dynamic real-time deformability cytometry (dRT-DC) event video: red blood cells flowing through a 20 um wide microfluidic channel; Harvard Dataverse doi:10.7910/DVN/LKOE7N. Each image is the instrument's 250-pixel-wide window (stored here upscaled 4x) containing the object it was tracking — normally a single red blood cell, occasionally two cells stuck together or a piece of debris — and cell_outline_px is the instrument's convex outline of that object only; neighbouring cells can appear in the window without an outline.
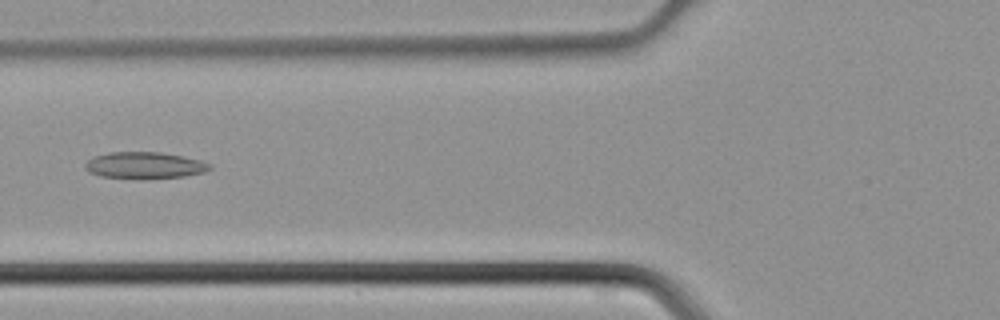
{"species": "common noctule bat (a hibernating species)", "species_latin": "Nyctalus noctula", "temperature_condition": "cold", "stored_images_in_passage": 42, "camera_frame_rate_fps": 3000, "um_per_image_px": 0.085, "animal": {"sex": "male", "body_mass_g": 21.5, "forearm_length_mm": 52.0}, "frame": {"image": 1, "passage_image": 15, "time_ms": 4.667, "image_size_px": [1000, 320], "cell_outline_px": [[212, 168], [204, 172], [184, 176], [144, 180], [140, 180], [100, 176], [88, 172], [84, 168], [84, 164], [88, 160], [96, 156], [108, 152], [160, 152], [184, 156], [200, 160], [212, 164]], "centroid_in_image_um": [12.29, 14.07], "position_along_channel_um": 113.5, "area_um2": 19.77}}
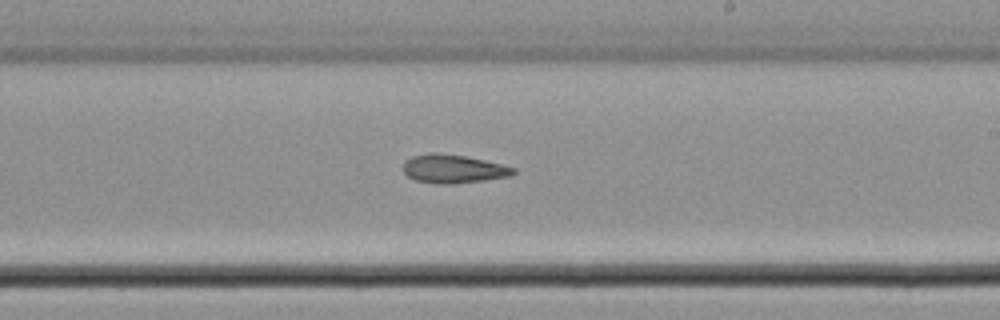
{"frame": {"image": 2, "passage_image": 24, "time_ms": 7.667, "image_size_px": [1000, 320], "cell_outline_px": [[516, 172], [512, 176], [484, 180], [448, 184], [440, 184], [416, 180], [408, 176], [404, 172], [404, 160], [412, 156], [432, 152], [436, 152], [464, 156], [484, 160], [516, 168]], "centroid_in_image_um": [38.53, 14.34], "position_along_channel_um": 250.5, "area_um2": 18.21}}
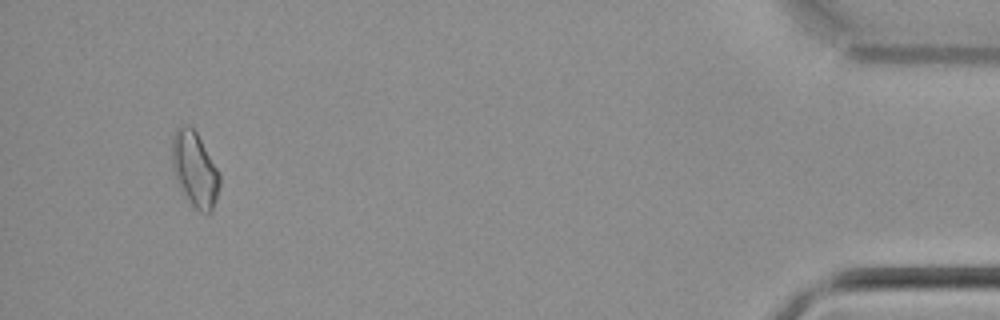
{"frame": {"image": 3, "passage_image": 40, "time_ms": 13.0, "image_size_px": [1000, 320], "cell_outline_px": [[220, 184], [212, 212], [208, 216], [200, 212], [192, 204], [180, 188], [176, 180], [172, 168], [172, 136], [176, 128], [180, 124], [188, 124], [196, 132], [216, 168], [220, 176]], "centroid_in_image_um": [16.53, 14.39], "position_along_channel_um": 418.7, "area_um2": 20.69}}